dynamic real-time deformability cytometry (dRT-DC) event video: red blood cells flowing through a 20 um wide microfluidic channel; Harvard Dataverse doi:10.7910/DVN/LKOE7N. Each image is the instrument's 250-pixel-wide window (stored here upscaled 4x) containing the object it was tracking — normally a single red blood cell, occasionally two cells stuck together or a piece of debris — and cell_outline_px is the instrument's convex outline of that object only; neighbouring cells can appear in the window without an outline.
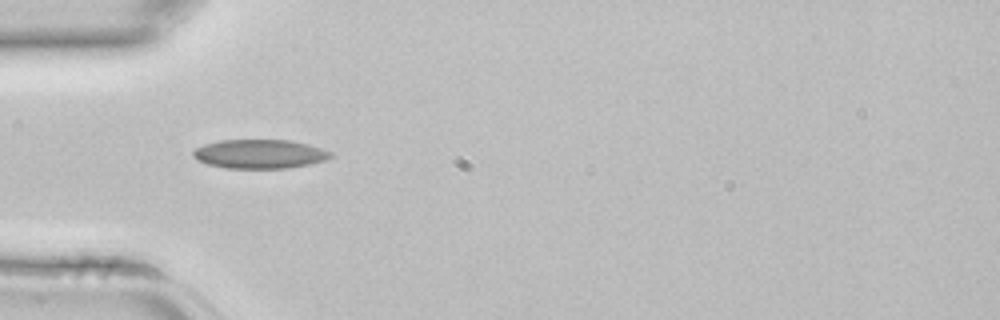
{"species": "common noctule bat (a hibernating species)", "species_latin": "Nyctalus noctula", "temperature_condition": "room temperature", "stored_images_in_passage": 2, "camera_frame_rate_fps": 3000, "um_per_image_px": 0.085, "animal": {"sex": "female", "body_mass_g": 22.7, "forearm_length_mm": 54.2}, "frame": {"image": 1, "passage_image": 2, "time_ms": 0.333, "image_size_px": [1000, 320], "cell_outline_px": [[336, 156], [324, 160], [308, 164], [288, 168], [224, 168], [208, 164], [196, 160], [192, 156], [192, 152], [196, 148], [204, 144], [220, 140], [292, 140], [308, 144], [332, 152]], "centroid_in_image_um": [22.07, 13.08], "position_along_channel_um": 62.9, "area_um2": 23.35}}